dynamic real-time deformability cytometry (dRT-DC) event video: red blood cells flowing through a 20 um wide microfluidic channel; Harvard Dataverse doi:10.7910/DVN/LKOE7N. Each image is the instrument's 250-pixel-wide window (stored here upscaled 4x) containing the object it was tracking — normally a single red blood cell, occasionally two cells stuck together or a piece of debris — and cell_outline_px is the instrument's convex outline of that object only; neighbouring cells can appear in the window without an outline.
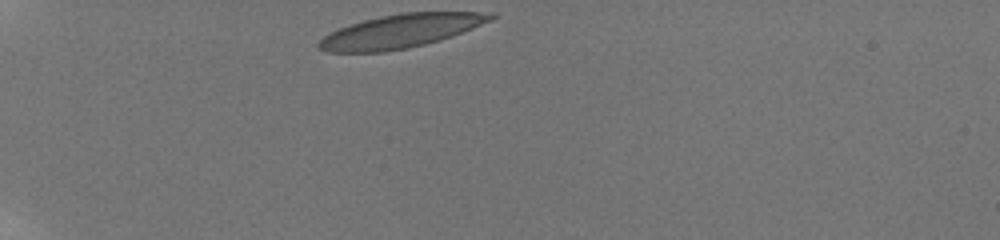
{"species": "human", "species_latin": "Homo sapiens", "temperature_condition": "room temperature", "stored_images_in_passage": 35, "camera_frame_rate_fps": 3000, "um_per_image_px": 0.085, "donor": {"sex": "male"}, "frame": {"image": 1, "passage_image": 1, "time_ms": 0.0, "image_size_px": [1000, 240], "cell_outline_px": [[496, 16], [492, 20], [452, 36], [440, 40], [408, 48], [384, 52], [328, 52], [316, 48], [316, 44], [324, 36], [348, 24], [380, 16], [400, 12], [496, 12]], "centroid_in_image_um": [34.06, 2.64], "position_along_channel_um": 50.9, "area_um2": 33.64}}
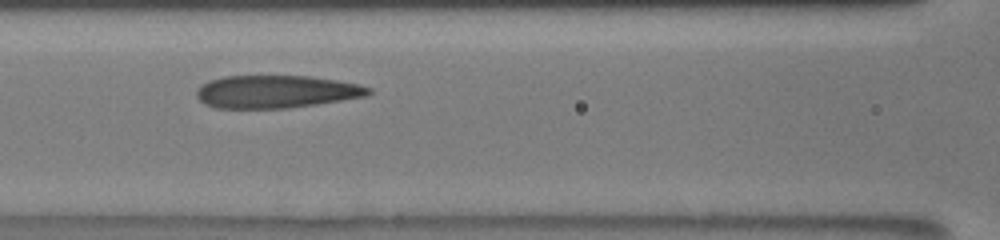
{"frame": {"image": 2, "passage_image": 12, "time_ms": 3.667, "image_size_px": [1000, 240], "cell_outline_px": [[372, 92], [368, 96], [316, 104], [288, 108], [216, 108], [204, 104], [196, 96], [196, 92], [200, 84], [208, 80], [224, 76], [308, 76], [336, 80], [360, 84], [372, 88]], "centroid_in_image_um": [23.47, 7.79], "position_along_channel_um": 143.1, "area_um2": 33.0}}
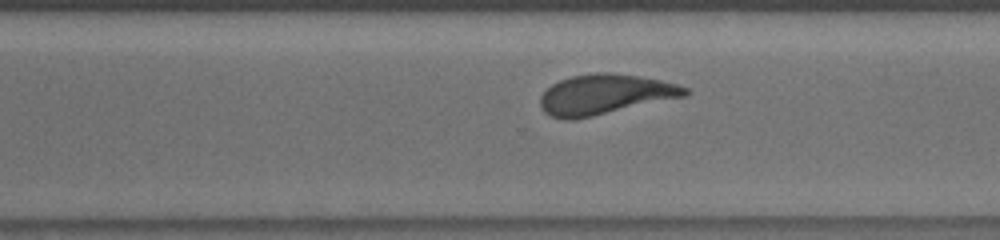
{"frame": {"image": 3, "passage_image": 26, "time_ms": 8.333, "image_size_px": [1000, 240], "cell_outline_px": [[688, 96], [576, 120], [564, 120], [552, 116], [544, 112], [540, 108], [540, 96], [552, 84], [560, 80], [572, 76], [596, 72], [608, 72], [640, 76], [660, 80], [676, 84], [688, 88]], "centroid_in_image_um": [51.42, 8.04], "position_along_channel_um": 319.2, "area_um2": 34.1}, "authors_computed_cell_mechanics": {"area_um2": 33.6396, "velocity_mm_per_s": 3.7837, "shape_relaxation_time_tau1_ms": 5.9331, "shape_relaxation_time_tau2_ms": 1.3892, "deformation_change_tau1": 0.1969, "deformation_change_tau2": 0.0937}}